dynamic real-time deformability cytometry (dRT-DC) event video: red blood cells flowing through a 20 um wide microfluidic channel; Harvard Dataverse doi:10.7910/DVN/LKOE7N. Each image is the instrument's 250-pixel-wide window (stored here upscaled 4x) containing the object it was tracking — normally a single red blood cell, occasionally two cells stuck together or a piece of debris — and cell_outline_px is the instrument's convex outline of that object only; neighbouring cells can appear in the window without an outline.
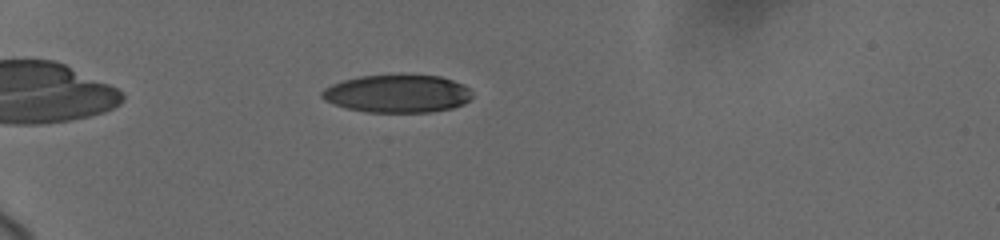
{"species": "human", "species_latin": "Homo sapiens", "temperature_condition": "cold", "stored_images_in_passage": 35, "camera_frame_rate_fps": 3000, "um_per_image_px": 0.085, "donor": {"sex": "female"}, "frame": {"image": 1, "passage_image": 6, "time_ms": 2.667, "image_size_px": [1000, 240], "cell_outline_px": [[472, 96], [464, 104], [452, 108], [432, 112], [368, 112], [348, 108], [332, 104], [324, 100], [320, 96], [320, 92], [324, 88], [332, 84], [344, 80], [360, 76], [400, 72], [440, 76], [464, 84], [472, 92]], "centroid_in_image_um": [33.78, 7.92], "position_along_channel_um": 51.2, "area_um2": 34.1}}
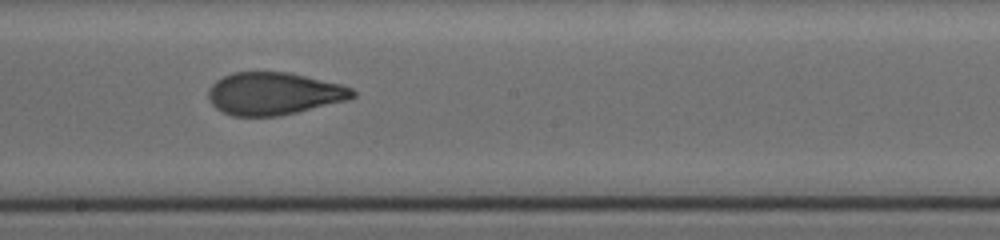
{"frame": {"image": 2, "passage_image": 19, "time_ms": 8.333, "image_size_px": [1000, 240], "cell_outline_px": [[356, 96], [348, 100], [296, 112], [276, 116], [232, 116], [216, 108], [208, 100], [208, 88], [216, 80], [232, 72], [288, 72], [340, 84], [352, 88], [356, 92]], "centroid_in_image_um": [23.26, 7.95], "position_along_channel_um": 224.9, "area_um2": 35.66}}
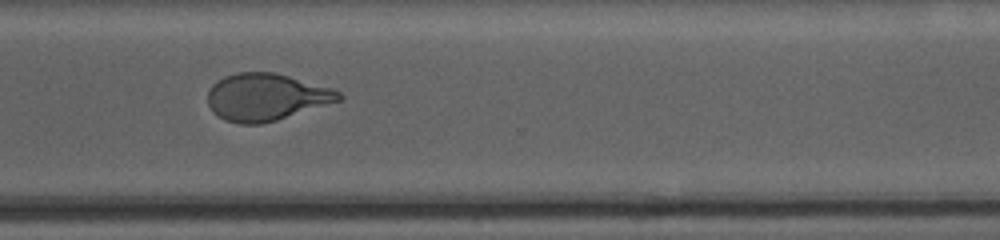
{"frame": {"image": 3, "passage_image": 34, "time_ms": 11.667, "image_size_px": [1000, 240], "cell_outline_px": [[344, 96], [340, 100], [276, 120], [260, 124], [240, 124], [224, 120], [212, 112], [208, 104], [208, 92], [212, 84], [216, 80], [224, 76], [236, 72], [276, 72], [332, 88], [340, 92]], "centroid_in_image_um": [22.58, 8.24], "position_along_channel_um": 348.0, "area_um2": 36.07}}